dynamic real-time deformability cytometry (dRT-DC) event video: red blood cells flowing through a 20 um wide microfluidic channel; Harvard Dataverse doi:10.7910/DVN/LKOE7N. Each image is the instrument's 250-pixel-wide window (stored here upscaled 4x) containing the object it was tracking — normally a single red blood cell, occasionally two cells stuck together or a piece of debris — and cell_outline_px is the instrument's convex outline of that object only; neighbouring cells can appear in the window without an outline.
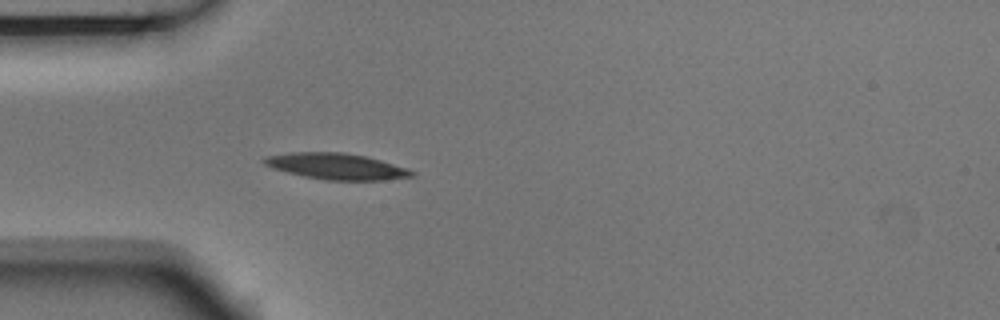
{"species": "Egyptian fruit bat (a non-hibernating species)", "species_latin": "Rousettus aegyptiacus", "temperature_condition": "room temperature", "stored_images_in_passage": 2, "camera_frame_rate_fps": 3000, "um_per_image_px": 0.085, "animal": {"sex": "male"}, "frame": {"image": 1, "passage_image": 2, "time_ms": 0.333, "image_size_px": [1000, 320], "cell_outline_px": [[416, 172], [412, 176], [384, 180], [324, 180], [304, 176], [272, 168], [264, 164], [260, 160], [264, 156], [292, 152], [344, 152], [364, 156], [380, 160], [408, 168]], "centroid_in_image_um": [28.56, 14.13], "position_along_channel_um": 56.4, "area_um2": 22.48}}